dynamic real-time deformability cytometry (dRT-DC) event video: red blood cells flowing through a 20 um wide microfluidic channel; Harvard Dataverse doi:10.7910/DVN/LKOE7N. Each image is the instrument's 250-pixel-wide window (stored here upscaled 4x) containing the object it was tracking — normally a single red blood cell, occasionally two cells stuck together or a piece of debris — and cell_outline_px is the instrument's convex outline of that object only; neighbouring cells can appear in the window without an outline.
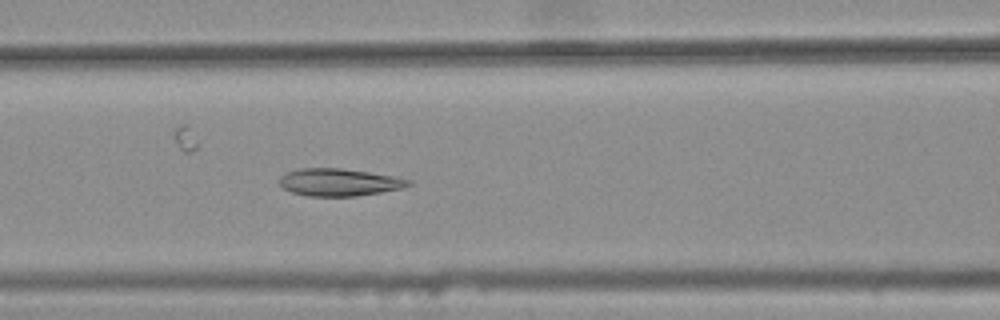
{"species": "common noctule bat (a hibernating species)", "species_latin": "Nyctalus noctula", "temperature_condition": "warm", "stored_images_in_passage": 46, "camera_frame_rate_fps": 3000, "um_per_image_px": 0.085, "animal": {"sex": "female", "body_mass_g": 25.1}, "frame": {"image": 1, "passage_image": 21, "time_ms": 6.667, "image_size_px": [1000, 320], "cell_outline_px": [[412, 184], [404, 188], [356, 196], [308, 196], [292, 192], [280, 188], [280, 176], [284, 172], [300, 168], [344, 168], [392, 176], [408, 180]], "centroid_in_image_um": [28.76, 15.49], "position_along_channel_um": 137.8, "area_um2": 20.63}}
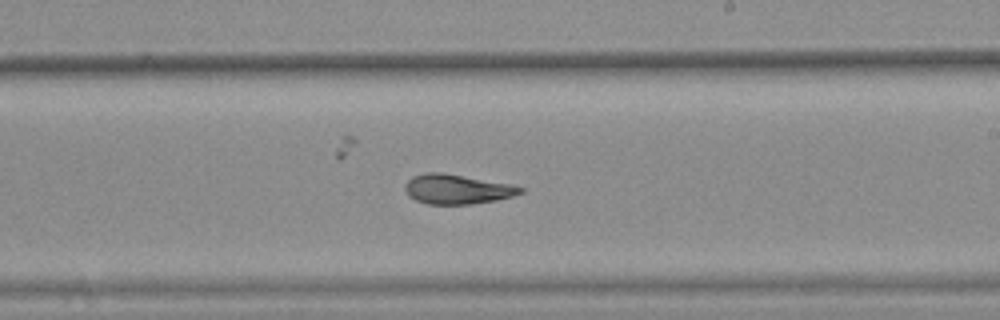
{"frame": {"image": 2, "passage_image": 30, "time_ms": 9.667, "image_size_px": [1000, 320], "cell_outline_px": [[524, 192], [512, 196], [496, 200], [472, 204], [428, 204], [416, 200], [408, 196], [404, 188], [404, 184], [412, 176], [424, 172], [440, 172], [512, 184], [524, 188]], "centroid_in_image_um": [38.83, 16.07], "position_along_channel_um": 250.2, "area_um2": 20.0}}
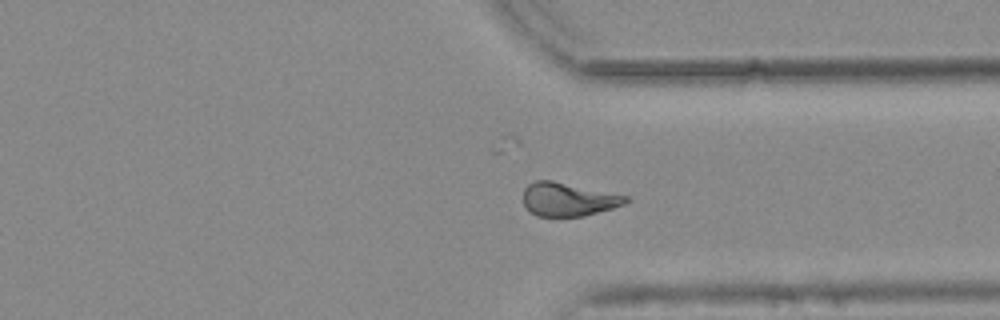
{"frame": {"image": 3, "passage_image": 39, "time_ms": 12.667, "image_size_px": [1000, 320], "cell_outline_px": [[628, 200], [624, 204], [612, 208], [584, 216], [536, 216], [524, 204], [524, 188], [528, 184], [536, 180], [552, 180], [628, 196]], "centroid_in_image_um": [48.29, 16.94], "position_along_channel_um": 363.1, "area_um2": 19.77}, "authors_computed_cell_mechanics": {"area_um2": 20.5768, "velocity_mm_per_s": 3.7495, "shape_relaxation_time_tau1_ms": null, "shape_relaxation_time_tau2_ms": 3.5553, "deformation_change_tau1": null, "deformation_change_tau2": 0.0819}}